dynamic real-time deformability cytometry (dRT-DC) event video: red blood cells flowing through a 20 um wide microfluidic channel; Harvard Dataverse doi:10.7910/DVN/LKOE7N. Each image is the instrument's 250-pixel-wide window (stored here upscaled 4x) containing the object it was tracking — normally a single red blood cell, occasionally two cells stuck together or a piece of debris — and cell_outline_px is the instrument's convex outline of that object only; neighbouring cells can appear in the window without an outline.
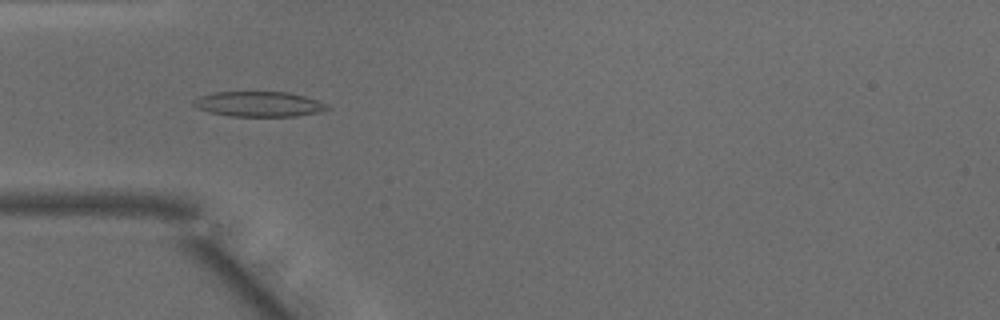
{"species": "common noctule bat (a hibernating species)", "species_latin": "Nyctalus noctula", "temperature_condition": "warm", "stored_images_in_passage": 35, "camera_frame_rate_fps": 3000, "um_per_image_px": 0.085, "animal": {"sex": "male", "body_mass_g": 15.6}, "frame": {"image": 1, "passage_image": 1, "time_ms": 0.0, "image_size_px": [1000, 320], "cell_outline_px": [[332, 108], [320, 112], [296, 116], [228, 116], [196, 108], [192, 104], [192, 100], [200, 96], [212, 92], [288, 92], [304, 96], [328, 104]], "centroid_in_image_um": [22.01, 8.84], "position_along_channel_um": 63.0, "area_um2": 19.65}}
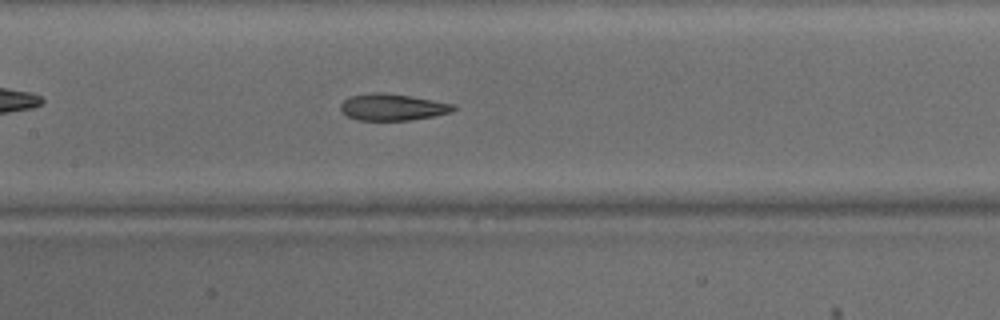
{"frame": {"image": 2, "passage_image": 9, "time_ms": 2.667, "image_size_px": [1000, 320], "cell_outline_px": [[456, 108], [452, 112], [412, 120], [356, 120], [348, 116], [340, 108], [340, 104], [348, 96], [372, 92], [384, 92], [412, 96], [456, 104]], "centroid_in_image_um": [33.37, 9.09], "position_along_channel_um": 174.0, "area_um2": 17.69}}
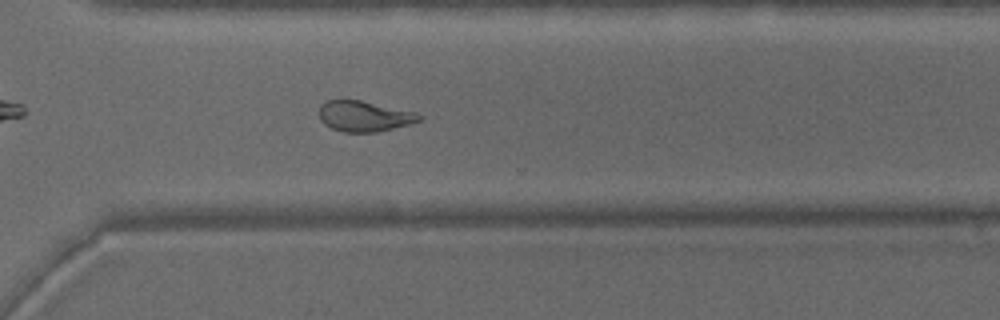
{"frame": {"image": 3, "passage_image": 21, "time_ms": 6.667, "image_size_px": [1000, 320], "cell_outline_px": [[424, 116], [420, 120], [408, 124], [376, 132], [344, 132], [332, 128], [324, 124], [320, 120], [320, 104], [324, 100], [360, 100], [416, 112]], "centroid_in_image_um": [30.94, 9.87], "position_along_channel_um": 339.7, "area_um2": 17.74}, "authors_computed_cell_mechanics": {"area_um2": 18.4382, "velocity_mm_per_s": 4.1513, "shape_relaxation_time_tau1_ms": 7.1402, "shape_relaxation_time_tau2_ms": 2.6755, "deformation_change_tau1": 0.2126, "deformation_change_tau2": 0.1029}}